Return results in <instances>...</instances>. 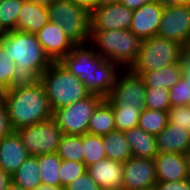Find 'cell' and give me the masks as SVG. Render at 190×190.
I'll return each mask as SVG.
<instances>
[{"label": "cell", "instance_id": "f1b7e54d", "mask_svg": "<svg viewBox=\"0 0 190 190\" xmlns=\"http://www.w3.org/2000/svg\"><path fill=\"white\" fill-rule=\"evenodd\" d=\"M168 123V111L143 108L139 117L138 127L147 133L157 135Z\"/></svg>", "mask_w": 190, "mask_h": 190}, {"label": "cell", "instance_id": "44dd1931", "mask_svg": "<svg viewBox=\"0 0 190 190\" xmlns=\"http://www.w3.org/2000/svg\"><path fill=\"white\" fill-rule=\"evenodd\" d=\"M125 138L134 157L154 159L158 153L156 135L145 132L140 127H134L124 132Z\"/></svg>", "mask_w": 190, "mask_h": 190}, {"label": "cell", "instance_id": "60d3db41", "mask_svg": "<svg viewBox=\"0 0 190 190\" xmlns=\"http://www.w3.org/2000/svg\"><path fill=\"white\" fill-rule=\"evenodd\" d=\"M78 5L86 7L88 10L92 11L98 3V0H72Z\"/></svg>", "mask_w": 190, "mask_h": 190}, {"label": "cell", "instance_id": "cb8c5ba5", "mask_svg": "<svg viewBox=\"0 0 190 190\" xmlns=\"http://www.w3.org/2000/svg\"><path fill=\"white\" fill-rule=\"evenodd\" d=\"M182 76L180 80L169 90V102L171 107L190 106V56L183 53L180 58Z\"/></svg>", "mask_w": 190, "mask_h": 190}, {"label": "cell", "instance_id": "9c48e42d", "mask_svg": "<svg viewBox=\"0 0 190 190\" xmlns=\"http://www.w3.org/2000/svg\"><path fill=\"white\" fill-rule=\"evenodd\" d=\"M31 156L56 153L63 133L50 118L15 131Z\"/></svg>", "mask_w": 190, "mask_h": 190}, {"label": "cell", "instance_id": "83f0119b", "mask_svg": "<svg viewBox=\"0 0 190 190\" xmlns=\"http://www.w3.org/2000/svg\"><path fill=\"white\" fill-rule=\"evenodd\" d=\"M114 113L116 130L127 131L138 127L139 117L142 107L129 106L123 104H111Z\"/></svg>", "mask_w": 190, "mask_h": 190}, {"label": "cell", "instance_id": "603a6c76", "mask_svg": "<svg viewBox=\"0 0 190 190\" xmlns=\"http://www.w3.org/2000/svg\"><path fill=\"white\" fill-rule=\"evenodd\" d=\"M114 130H116V125L112 106L104 99L90 117L87 133L104 136Z\"/></svg>", "mask_w": 190, "mask_h": 190}, {"label": "cell", "instance_id": "ffe728a7", "mask_svg": "<svg viewBox=\"0 0 190 190\" xmlns=\"http://www.w3.org/2000/svg\"><path fill=\"white\" fill-rule=\"evenodd\" d=\"M49 21L46 6L24 0L16 21L15 31L35 34Z\"/></svg>", "mask_w": 190, "mask_h": 190}, {"label": "cell", "instance_id": "52a82bcc", "mask_svg": "<svg viewBox=\"0 0 190 190\" xmlns=\"http://www.w3.org/2000/svg\"><path fill=\"white\" fill-rule=\"evenodd\" d=\"M184 47L176 41L158 35L142 40L136 60L130 66L132 73L154 71L180 61Z\"/></svg>", "mask_w": 190, "mask_h": 190}, {"label": "cell", "instance_id": "816d5d0a", "mask_svg": "<svg viewBox=\"0 0 190 190\" xmlns=\"http://www.w3.org/2000/svg\"><path fill=\"white\" fill-rule=\"evenodd\" d=\"M3 34H5V32L2 30V28H1V26H0V38H1V36H2Z\"/></svg>", "mask_w": 190, "mask_h": 190}, {"label": "cell", "instance_id": "c3c4849f", "mask_svg": "<svg viewBox=\"0 0 190 190\" xmlns=\"http://www.w3.org/2000/svg\"><path fill=\"white\" fill-rule=\"evenodd\" d=\"M121 0H98L97 5L118 4Z\"/></svg>", "mask_w": 190, "mask_h": 190}, {"label": "cell", "instance_id": "7dc6e473", "mask_svg": "<svg viewBox=\"0 0 190 190\" xmlns=\"http://www.w3.org/2000/svg\"><path fill=\"white\" fill-rule=\"evenodd\" d=\"M28 1H32V2H35L37 4H41V5L48 7L49 5H51L56 0H28Z\"/></svg>", "mask_w": 190, "mask_h": 190}, {"label": "cell", "instance_id": "e575fe53", "mask_svg": "<svg viewBox=\"0 0 190 190\" xmlns=\"http://www.w3.org/2000/svg\"><path fill=\"white\" fill-rule=\"evenodd\" d=\"M87 171L84 163L62 160L59 167L60 187L66 188L71 182Z\"/></svg>", "mask_w": 190, "mask_h": 190}, {"label": "cell", "instance_id": "d6986e66", "mask_svg": "<svg viewBox=\"0 0 190 190\" xmlns=\"http://www.w3.org/2000/svg\"><path fill=\"white\" fill-rule=\"evenodd\" d=\"M158 153L185 154L190 148V133L176 124L168 125L156 135Z\"/></svg>", "mask_w": 190, "mask_h": 190}, {"label": "cell", "instance_id": "bcb514c9", "mask_svg": "<svg viewBox=\"0 0 190 190\" xmlns=\"http://www.w3.org/2000/svg\"><path fill=\"white\" fill-rule=\"evenodd\" d=\"M6 190H24L21 186L10 180L7 184Z\"/></svg>", "mask_w": 190, "mask_h": 190}, {"label": "cell", "instance_id": "484cf974", "mask_svg": "<svg viewBox=\"0 0 190 190\" xmlns=\"http://www.w3.org/2000/svg\"><path fill=\"white\" fill-rule=\"evenodd\" d=\"M102 140L107 158L124 163L132 157L131 148L123 131H111L110 133L102 136Z\"/></svg>", "mask_w": 190, "mask_h": 190}, {"label": "cell", "instance_id": "8992f818", "mask_svg": "<svg viewBox=\"0 0 190 190\" xmlns=\"http://www.w3.org/2000/svg\"><path fill=\"white\" fill-rule=\"evenodd\" d=\"M50 21L59 25L78 44H88L91 33V11L72 0H56L47 7Z\"/></svg>", "mask_w": 190, "mask_h": 190}, {"label": "cell", "instance_id": "f907efd6", "mask_svg": "<svg viewBox=\"0 0 190 190\" xmlns=\"http://www.w3.org/2000/svg\"><path fill=\"white\" fill-rule=\"evenodd\" d=\"M185 157H186V162H187L188 169H189V172H190V148H189L188 151L185 153Z\"/></svg>", "mask_w": 190, "mask_h": 190}, {"label": "cell", "instance_id": "4dcf8cb0", "mask_svg": "<svg viewBox=\"0 0 190 190\" xmlns=\"http://www.w3.org/2000/svg\"><path fill=\"white\" fill-rule=\"evenodd\" d=\"M82 146L84 152V164L86 167L107 158L102 136L86 133L82 135Z\"/></svg>", "mask_w": 190, "mask_h": 190}, {"label": "cell", "instance_id": "b9f144b4", "mask_svg": "<svg viewBox=\"0 0 190 190\" xmlns=\"http://www.w3.org/2000/svg\"><path fill=\"white\" fill-rule=\"evenodd\" d=\"M11 177L0 168V190H6Z\"/></svg>", "mask_w": 190, "mask_h": 190}, {"label": "cell", "instance_id": "7bdbcfd3", "mask_svg": "<svg viewBox=\"0 0 190 190\" xmlns=\"http://www.w3.org/2000/svg\"><path fill=\"white\" fill-rule=\"evenodd\" d=\"M163 6L183 5L190 3V0H158Z\"/></svg>", "mask_w": 190, "mask_h": 190}, {"label": "cell", "instance_id": "e0dca14e", "mask_svg": "<svg viewBox=\"0 0 190 190\" xmlns=\"http://www.w3.org/2000/svg\"><path fill=\"white\" fill-rule=\"evenodd\" d=\"M87 171L102 190H122V162L105 158L88 166Z\"/></svg>", "mask_w": 190, "mask_h": 190}, {"label": "cell", "instance_id": "836d02e7", "mask_svg": "<svg viewBox=\"0 0 190 190\" xmlns=\"http://www.w3.org/2000/svg\"><path fill=\"white\" fill-rule=\"evenodd\" d=\"M171 107L169 102V90L162 87L146 88L145 108L160 111H168Z\"/></svg>", "mask_w": 190, "mask_h": 190}, {"label": "cell", "instance_id": "ac0fdd59", "mask_svg": "<svg viewBox=\"0 0 190 190\" xmlns=\"http://www.w3.org/2000/svg\"><path fill=\"white\" fill-rule=\"evenodd\" d=\"M28 156V152L15 131L0 140V168L9 176H12Z\"/></svg>", "mask_w": 190, "mask_h": 190}, {"label": "cell", "instance_id": "f35d334b", "mask_svg": "<svg viewBox=\"0 0 190 190\" xmlns=\"http://www.w3.org/2000/svg\"><path fill=\"white\" fill-rule=\"evenodd\" d=\"M13 131L6 108L0 109V140L5 136H8Z\"/></svg>", "mask_w": 190, "mask_h": 190}, {"label": "cell", "instance_id": "9a60e30c", "mask_svg": "<svg viewBox=\"0 0 190 190\" xmlns=\"http://www.w3.org/2000/svg\"><path fill=\"white\" fill-rule=\"evenodd\" d=\"M163 4L153 0L133 10L130 31L141 40L156 36L163 13Z\"/></svg>", "mask_w": 190, "mask_h": 190}, {"label": "cell", "instance_id": "277c9868", "mask_svg": "<svg viewBox=\"0 0 190 190\" xmlns=\"http://www.w3.org/2000/svg\"><path fill=\"white\" fill-rule=\"evenodd\" d=\"M142 40L130 30H91L89 44L96 53L129 69L136 60Z\"/></svg>", "mask_w": 190, "mask_h": 190}, {"label": "cell", "instance_id": "d590c367", "mask_svg": "<svg viewBox=\"0 0 190 190\" xmlns=\"http://www.w3.org/2000/svg\"><path fill=\"white\" fill-rule=\"evenodd\" d=\"M168 120L171 124H176L183 129L190 128V106H174L168 109Z\"/></svg>", "mask_w": 190, "mask_h": 190}, {"label": "cell", "instance_id": "4316f807", "mask_svg": "<svg viewBox=\"0 0 190 190\" xmlns=\"http://www.w3.org/2000/svg\"><path fill=\"white\" fill-rule=\"evenodd\" d=\"M62 162L57 153L38 156L40 180L43 185L60 187L59 167Z\"/></svg>", "mask_w": 190, "mask_h": 190}, {"label": "cell", "instance_id": "ba28073f", "mask_svg": "<svg viewBox=\"0 0 190 190\" xmlns=\"http://www.w3.org/2000/svg\"><path fill=\"white\" fill-rule=\"evenodd\" d=\"M103 100L99 95L90 94L69 106L53 111L52 118L63 134L84 135L87 133L90 117Z\"/></svg>", "mask_w": 190, "mask_h": 190}, {"label": "cell", "instance_id": "681fc988", "mask_svg": "<svg viewBox=\"0 0 190 190\" xmlns=\"http://www.w3.org/2000/svg\"><path fill=\"white\" fill-rule=\"evenodd\" d=\"M184 53H185V54H190V36H189V38H188L187 43H186L185 46H184Z\"/></svg>", "mask_w": 190, "mask_h": 190}, {"label": "cell", "instance_id": "4fadbf2b", "mask_svg": "<svg viewBox=\"0 0 190 190\" xmlns=\"http://www.w3.org/2000/svg\"><path fill=\"white\" fill-rule=\"evenodd\" d=\"M133 10L125 5H97L91 11V30H130Z\"/></svg>", "mask_w": 190, "mask_h": 190}, {"label": "cell", "instance_id": "f546056e", "mask_svg": "<svg viewBox=\"0 0 190 190\" xmlns=\"http://www.w3.org/2000/svg\"><path fill=\"white\" fill-rule=\"evenodd\" d=\"M56 153L62 160L84 163L82 135L63 134Z\"/></svg>", "mask_w": 190, "mask_h": 190}, {"label": "cell", "instance_id": "f6af8a7d", "mask_svg": "<svg viewBox=\"0 0 190 190\" xmlns=\"http://www.w3.org/2000/svg\"><path fill=\"white\" fill-rule=\"evenodd\" d=\"M34 190H64V188L63 187H55V186H48V185L40 184Z\"/></svg>", "mask_w": 190, "mask_h": 190}, {"label": "cell", "instance_id": "7c38bea8", "mask_svg": "<svg viewBox=\"0 0 190 190\" xmlns=\"http://www.w3.org/2000/svg\"><path fill=\"white\" fill-rule=\"evenodd\" d=\"M156 183L154 159L132 156L123 163L122 190H153Z\"/></svg>", "mask_w": 190, "mask_h": 190}, {"label": "cell", "instance_id": "74e56055", "mask_svg": "<svg viewBox=\"0 0 190 190\" xmlns=\"http://www.w3.org/2000/svg\"><path fill=\"white\" fill-rule=\"evenodd\" d=\"M153 190H190V178L176 182H157Z\"/></svg>", "mask_w": 190, "mask_h": 190}, {"label": "cell", "instance_id": "2e32d148", "mask_svg": "<svg viewBox=\"0 0 190 190\" xmlns=\"http://www.w3.org/2000/svg\"><path fill=\"white\" fill-rule=\"evenodd\" d=\"M154 164L157 182H176L190 178L185 154L157 153Z\"/></svg>", "mask_w": 190, "mask_h": 190}, {"label": "cell", "instance_id": "d6a6232c", "mask_svg": "<svg viewBox=\"0 0 190 190\" xmlns=\"http://www.w3.org/2000/svg\"><path fill=\"white\" fill-rule=\"evenodd\" d=\"M24 80L18 72L14 60L5 57L3 47L0 44V85L9 89Z\"/></svg>", "mask_w": 190, "mask_h": 190}, {"label": "cell", "instance_id": "7a4b0ae2", "mask_svg": "<svg viewBox=\"0 0 190 190\" xmlns=\"http://www.w3.org/2000/svg\"><path fill=\"white\" fill-rule=\"evenodd\" d=\"M5 108L14 131L46 121L53 115L39 79H26L9 88Z\"/></svg>", "mask_w": 190, "mask_h": 190}, {"label": "cell", "instance_id": "30bf717a", "mask_svg": "<svg viewBox=\"0 0 190 190\" xmlns=\"http://www.w3.org/2000/svg\"><path fill=\"white\" fill-rule=\"evenodd\" d=\"M157 35L184 47L190 36V3L164 6Z\"/></svg>", "mask_w": 190, "mask_h": 190}, {"label": "cell", "instance_id": "1f68e13d", "mask_svg": "<svg viewBox=\"0 0 190 190\" xmlns=\"http://www.w3.org/2000/svg\"><path fill=\"white\" fill-rule=\"evenodd\" d=\"M24 0H3L0 2V26L4 32L13 31Z\"/></svg>", "mask_w": 190, "mask_h": 190}, {"label": "cell", "instance_id": "d4e9b609", "mask_svg": "<svg viewBox=\"0 0 190 190\" xmlns=\"http://www.w3.org/2000/svg\"><path fill=\"white\" fill-rule=\"evenodd\" d=\"M11 180L24 190H34L41 183L38 156L29 155L12 174Z\"/></svg>", "mask_w": 190, "mask_h": 190}, {"label": "cell", "instance_id": "7402d4cb", "mask_svg": "<svg viewBox=\"0 0 190 190\" xmlns=\"http://www.w3.org/2000/svg\"><path fill=\"white\" fill-rule=\"evenodd\" d=\"M146 88L162 87L170 90L181 78L180 61L154 71L141 72L139 74Z\"/></svg>", "mask_w": 190, "mask_h": 190}, {"label": "cell", "instance_id": "5bb4252c", "mask_svg": "<svg viewBox=\"0 0 190 190\" xmlns=\"http://www.w3.org/2000/svg\"><path fill=\"white\" fill-rule=\"evenodd\" d=\"M35 35L45 54L52 62L59 61L69 54L75 46L62 28L52 21L46 23Z\"/></svg>", "mask_w": 190, "mask_h": 190}, {"label": "cell", "instance_id": "8d00e7d4", "mask_svg": "<svg viewBox=\"0 0 190 190\" xmlns=\"http://www.w3.org/2000/svg\"><path fill=\"white\" fill-rule=\"evenodd\" d=\"M64 190H102L91 178L88 171L71 182Z\"/></svg>", "mask_w": 190, "mask_h": 190}, {"label": "cell", "instance_id": "5b68a950", "mask_svg": "<svg viewBox=\"0 0 190 190\" xmlns=\"http://www.w3.org/2000/svg\"><path fill=\"white\" fill-rule=\"evenodd\" d=\"M38 79L44 87L53 111L69 106L91 94L83 82L58 61H53Z\"/></svg>", "mask_w": 190, "mask_h": 190}, {"label": "cell", "instance_id": "ee69618b", "mask_svg": "<svg viewBox=\"0 0 190 190\" xmlns=\"http://www.w3.org/2000/svg\"><path fill=\"white\" fill-rule=\"evenodd\" d=\"M8 88L0 85V109L5 108Z\"/></svg>", "mask_w": 190, "mask_h": 190}, {"label": "cell", "instance_id": "3957f363", "mask_svg": "<svg viewBox=\"0 0 190 190\" xmlns=\"http://www.w3.org/2000/svg\"><path fill=\"white\" fill-rule=\"evenodd\" d=\"M5 57L14 60L18 72L26 79H38L51 65L35 34L21 31L5 32L0 38Z\"/></svg>", "mask_w": 190, "mask_h": 190}, {"label": "cell", "instance_id": "ab89813d", "mask_svg": "<svg viewBox=\"0 0 190 190\" xmlns=\"http://www.w3.org/2000/svg\"><path fill=\"white\" fill-rule=\"evenodd\" d=\"M153 0H121V4L125 5L131 10H136L140 8L142 5L149 3Z\"/></svg>", "mask_w": 190, "mask_h": 190}, {"label": "cell", "instance_id": "8fae6325", "mask_svg": "<svg viewBox=\"0 0 190 190\" xmlns=\"http://www.w3.org/2000/svg\"><path fill=\"white\" fill-rule=\"evenodd\" d=\"M146 86L143 78L124 69L115 87L105 98L110 104H123L145 108Z\"/></svg>", "mask_w": 190, "mask_h": 190}, {"label": "cell", "instance_id": "6da1fadb", "mask_svg": "<svg viewBox=\"0 0 190 190\" xmlns=\"http://www.w3.org/2000/svg\"><path fill=\"white\" fill-rule=\"evenodd\" d=\"M58 62L83 82L91 94L104 99L111 93L124 71L121 65L97 54L89 43L75 45L70 53Z\"/></svg>", "mask_w": 190, "mask_h": 190}]
</instances>
